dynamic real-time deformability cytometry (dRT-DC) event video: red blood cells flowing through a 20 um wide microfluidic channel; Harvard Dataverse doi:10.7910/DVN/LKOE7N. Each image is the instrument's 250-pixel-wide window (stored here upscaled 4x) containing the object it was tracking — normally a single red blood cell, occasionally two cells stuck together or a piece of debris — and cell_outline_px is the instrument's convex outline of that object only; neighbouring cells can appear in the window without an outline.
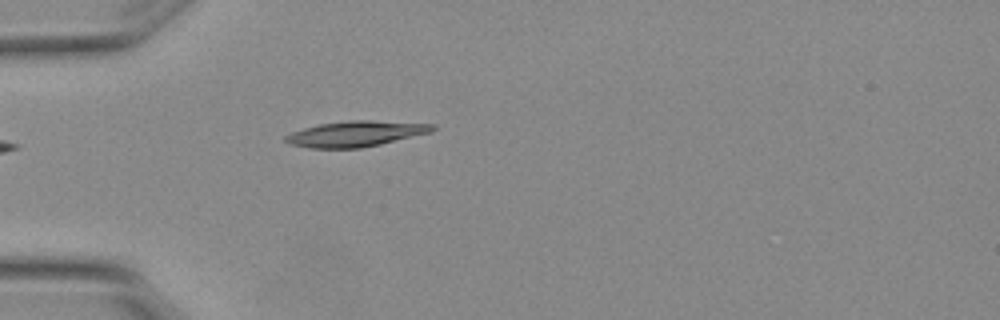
{"species": "Egyptian fruit bat (a non-hibernating species)", "species_latin": "Rousettus aegyptiacus", "temperature_condition": "warm", "stored_images_in_passage": 1, "camera_frame_rate_fps": 3000, "um_per_image_px": 0.085, "animal": {"sex": "female"}, "frame": {"image": 1, "passage_image": 1, "time_ms": 0.0, "image_size_px": [1000, 320], "cell_outline_px": [[436, 128], [432, 132], [380, 144], [360, 148], [312, 148], [292, 144], [284, 140], [284, 136], [292, 132], [304, 128], [320, 124], [348, 120], [368, 120], [436, 124]], "centroid_in_image_um": [30.27, 11.36], "position_along_channel_um": 54.7, "area_um2": 21.79}}